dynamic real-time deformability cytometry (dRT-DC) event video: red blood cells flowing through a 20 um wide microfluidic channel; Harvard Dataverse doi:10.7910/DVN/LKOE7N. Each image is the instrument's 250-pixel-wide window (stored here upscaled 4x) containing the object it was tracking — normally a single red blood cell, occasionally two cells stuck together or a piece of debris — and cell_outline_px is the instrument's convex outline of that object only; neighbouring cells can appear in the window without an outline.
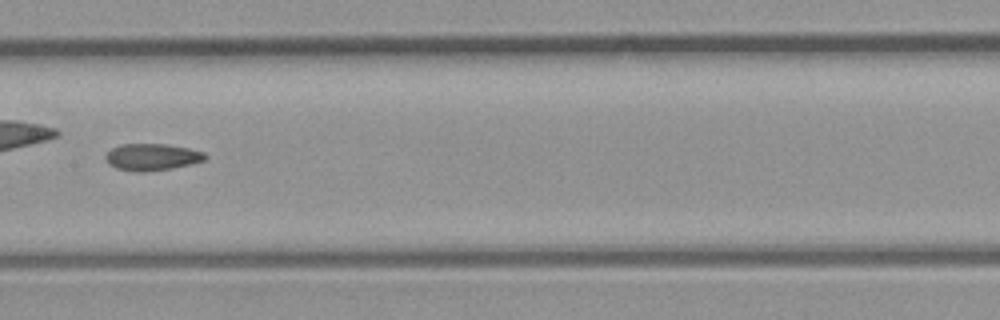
{"species": "common noctule bat (a hibernating species)", "species_latin": "Nyctalus noctula", "temperature_condition": "room temperature", "stored_images_in_passage": 32, "camera_frame_rate_fps": 3000, "um_per_image_px": 0.085, "animal": {"sex": "male", "body_mass_g": 23.1, "forearm_length_mm": 52.7}, "frame": {"image": 1, "passage_image": 14, "time_ms": 4.333, "image_size_px": [1000, 320], "cell_outline_px": [[208, 156], [204, 160], [172, 168], [144, 172], [136, 172], [116, 168], [108, 164], [104, 156], [112, 148], [120, 144], [168, 144], [188, 148], [204, 152]], "centroid_in_image_um": [12.89, 13.34], "position_along_channel_um": 194.5, "area_um2": 15.55}}